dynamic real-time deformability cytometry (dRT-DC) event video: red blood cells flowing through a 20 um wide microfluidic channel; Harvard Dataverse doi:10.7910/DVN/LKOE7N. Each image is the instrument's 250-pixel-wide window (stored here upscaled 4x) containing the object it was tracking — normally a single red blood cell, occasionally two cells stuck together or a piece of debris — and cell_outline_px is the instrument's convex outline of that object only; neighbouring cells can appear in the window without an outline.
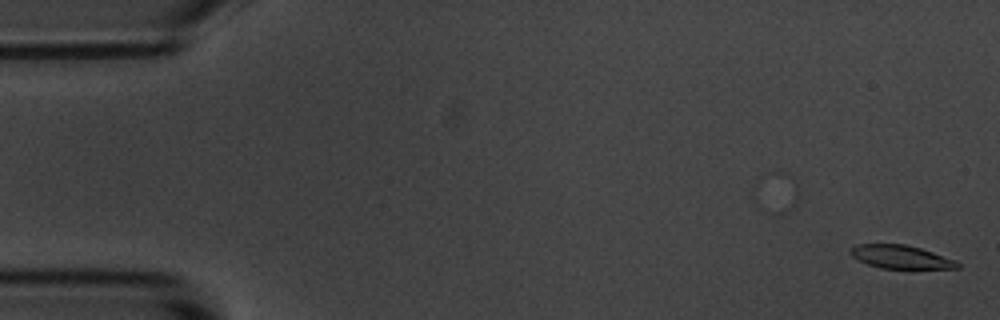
{"species": "common noctule bat (a hibernating species)", "species_latin": "Nyctalus noctula", "temperature_condition": "room temperature", "stored_images_in_passage": 55, "camera_frame_rate_fps": 3000, "um_per_image_px": 0.085, "animal": {"sex": "male", "body_mass_g": 20.1, "forearm_length_mm": 53.5}, "frame": {"image": 1, "passage_image": 1, "time_ms": 0.0, "image_size_px": [1000, 320], "cell_outline_px": [[960, 268], [880, 268], [868, 264], [852, 256], [848, 252], [856, 244], [904, 244], [920, 248], [956, 260], [960, 264]], "centroid_in_image_um": [76.56, 21.83], "position_along_channel_um": 8.4, "area_um2": 14.33}}
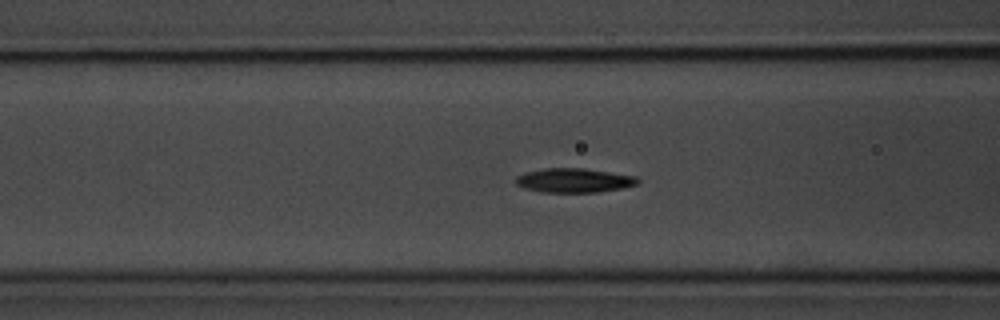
{"frame": {"image": 2, "passage_image": 21, "time_ms": 6.667, "image_size_px": [1000, 320], "cell_outline_px": [[640, 180], [636, 184], [620, 188], [596, 192], [540, 192], [524, 188], [516, 184], [516, 176], [524, 172], [544, 168], [584, 168], [636, 176]], "centroid_in_image_um": [48.75, 15.32], "position_along_channel_um": 117.9, "area_um2": 17.17}}
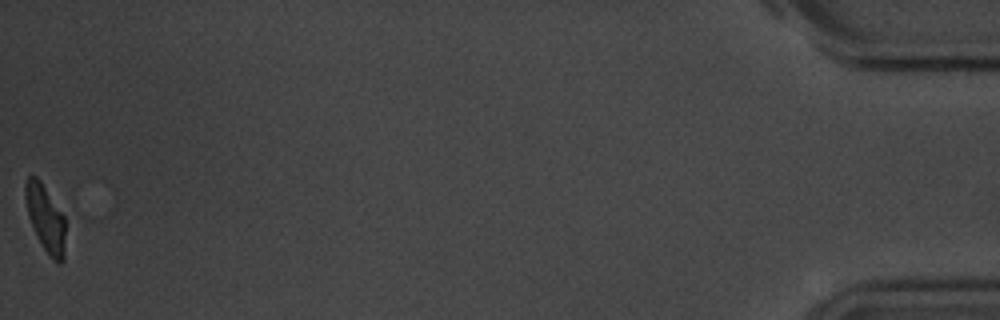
{"frame": {"image": 3, "passage_image": 55, "time_ms": 18.0, "image_size_px": [1000, 320], "cell_outline_px": [[64, 260], [60, 264], [52, 260], [48, 256], [36, 236], [28, 216], [24, 196], [24, 184], [28, 176], [36, 176], [40, 180], [64, 216]], "centroid_in_image_um": [3.84, 18.58], "position_along_channel_um": 431.4, "area_um2": 15.66}, "authors_computed_cell_mechanics": {"area_um2": 16.8776, "velocity_mm_per_s": 3.6378, "shape_relaxation_time_tau1_ms": 2.5805, "shape_relaxation_time_tau2_ms": 2.3314, "deformation_change_tau1": 0.1339, "deformation_change_tau2": 0.0797}}